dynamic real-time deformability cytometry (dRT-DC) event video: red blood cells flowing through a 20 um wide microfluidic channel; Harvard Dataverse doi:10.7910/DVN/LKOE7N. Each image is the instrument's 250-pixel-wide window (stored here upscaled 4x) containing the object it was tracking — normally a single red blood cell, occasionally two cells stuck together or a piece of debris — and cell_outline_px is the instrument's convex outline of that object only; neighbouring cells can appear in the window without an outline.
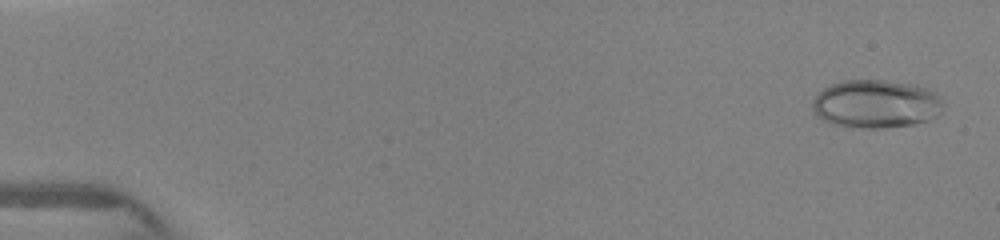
{"species": "human", "species_latin": "Homo sapiens", "temperature_condition": "warm", "stored_images_in_passage": 7, "camera_frame_rate_fps": 3000, "um_per_image_px": 0.085, "donor": {"sex": "female"}, "frame": {"image": 1, "passage_image": 1, "time_ms": 0.0, "image_size_px": [1000, 240], "cell_outline_px": [[944, 104], [940, 112], [936, 116], [928, 120], [912, 124], [884, 128], [864, 128], [832, 124], [824, 120], [812, 108], [812, 104], [816, 92], [832, 84], [848, 80], [884, 80], [916, 84], [928, 88], [940, 96], [944, 100]], "centroid_in_image_um": [74.49, 8.82], "position_along_channel_um": 10.5, "area_um2": 36.88}}